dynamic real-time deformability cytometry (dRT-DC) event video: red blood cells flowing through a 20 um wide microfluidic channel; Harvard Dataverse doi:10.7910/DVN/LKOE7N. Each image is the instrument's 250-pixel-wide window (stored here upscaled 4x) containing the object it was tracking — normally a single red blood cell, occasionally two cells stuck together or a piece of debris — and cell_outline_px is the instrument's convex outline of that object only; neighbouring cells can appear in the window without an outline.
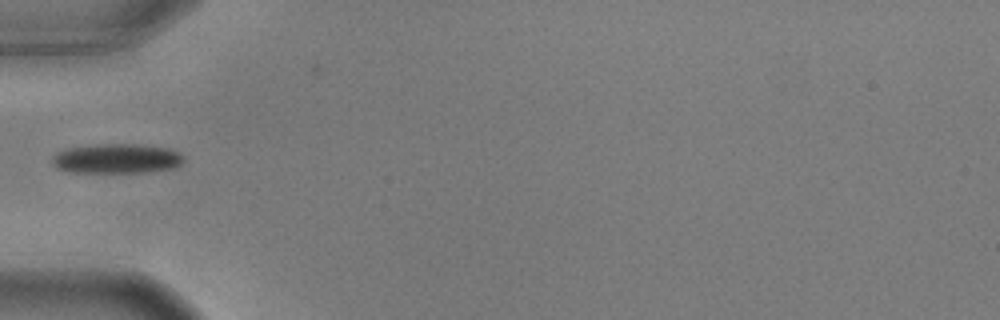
{"species": "common noctule bat (a hibernating species)", "species_latin": "Nyctalus noctula", "temperature_condition": "warm", "stored_images_in_passage": 38, "camera_frame_rate_fps": 3000, "um_per_image_px": 0.085, "animal": {"sex": "male", "body_mass_g": 17.9, "forearm_length_mm": 54.2}, "frame": {"image": 1, "passage_image": 1, "time_ms": 0.0, "image_size_px": [1000, 320], "cell_outline_px": [[184, 160], [176, 168], [144, 172], [68, 172], [56, 168], [52, 164], [52, 156], [56, 152], [64, 148], [96, 144], [136, 144], [168, 148], [184, 156]], "centroid_in_image_um": [9.87, 13.48], "position_along_channel_um": 75.1, "area_um2": 22.95}}
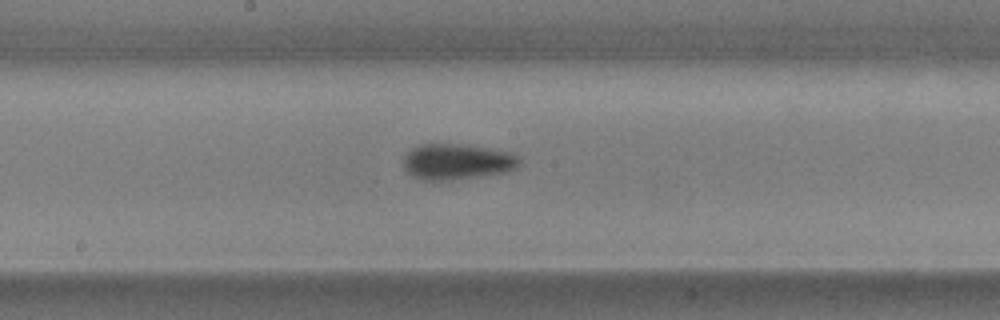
{"frame": {"image": 2, "passage_image": 12, "time_ms": 3.667, "image_size_px": [1000, 320], "cell_outline_px": [[520, 164], [516, 168], [504, 172], [484, 176], [452, 180], [420, 180], [412, 176], [404, 168], [404, 156], [412, 148], [420, 144], [460, 144], [492, 148], [512, 152], [520, 160]], "centroid_in_image_um": [38.85, 13.74], "position_along_channel_um": 209.3, "area_um2": 24.39}}
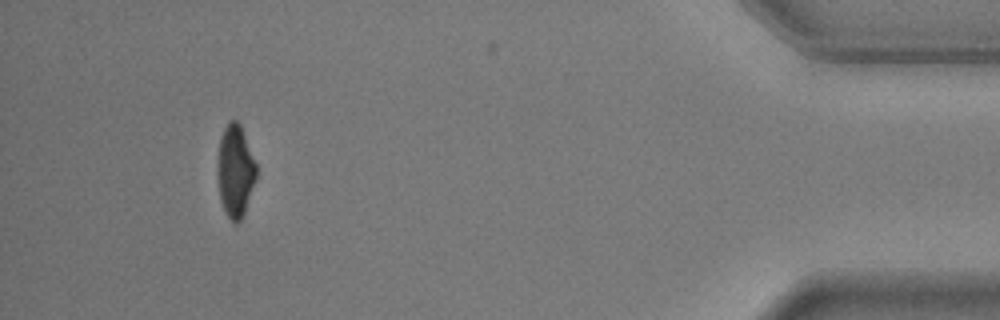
{"frame": {"image": 3, "passage_image": 34, "time_ms": 11.0, "image_size_px": [1000, 320], "cell_outline_px": [[256, 176], [244, 216], [236, 224], [224, 212], [220, 200], [216, 176], [216, 164], [220, 136], [228, 120], [236, 120], [240, 124], [256, 164]], "centroid_in_image_um": [19.96, 14.54], "position_along_channel_um": 415.2, "area_um2": 21.15}}